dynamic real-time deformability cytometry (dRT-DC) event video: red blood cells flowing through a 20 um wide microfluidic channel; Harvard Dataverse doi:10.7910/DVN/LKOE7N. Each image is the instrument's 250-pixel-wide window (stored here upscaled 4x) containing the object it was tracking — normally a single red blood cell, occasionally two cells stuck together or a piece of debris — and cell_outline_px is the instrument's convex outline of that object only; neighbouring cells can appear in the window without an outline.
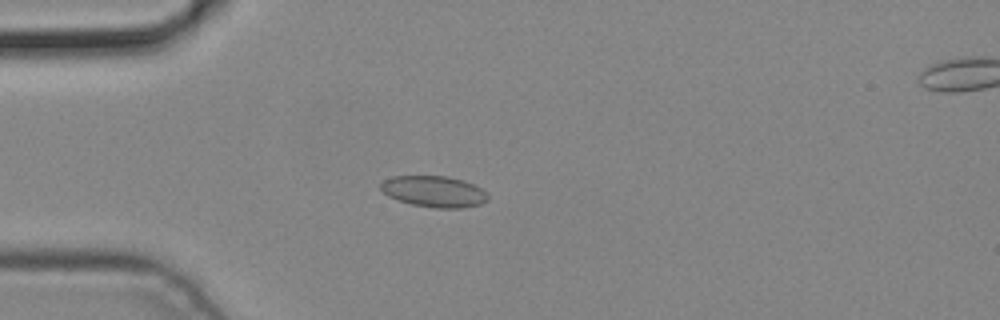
{"species": "common noctule bat (a hibernating species)", "species_latin": "Nyctalus noctula", "temperature_condition": "cold", "stored_images_in_passage": 5, "camera_frame_rate_fps": 3000, "um_per_image_px": 0.085, "animal": {"sex": "male", "body_mass_g": 19.2, "forearm_length_mm": 51.8}, "frame": {"image": 1, "passage_image": 4, "time_ms": 1.0, "image_size_px": [1000, 320], "cell_outline_px": [[488, 200], [480, 204], [460, 208], [436, 208], [412, 204], [388, 196], [380, 188], [380, 184], [384, 180], [392, 176], [448, 176], [464, 180], [480, 188], [488, 196]], "centroid_in_image_um": [36.88, 16.27], "position_along_channel_um": 48.1, "area_um2": 19.31}}